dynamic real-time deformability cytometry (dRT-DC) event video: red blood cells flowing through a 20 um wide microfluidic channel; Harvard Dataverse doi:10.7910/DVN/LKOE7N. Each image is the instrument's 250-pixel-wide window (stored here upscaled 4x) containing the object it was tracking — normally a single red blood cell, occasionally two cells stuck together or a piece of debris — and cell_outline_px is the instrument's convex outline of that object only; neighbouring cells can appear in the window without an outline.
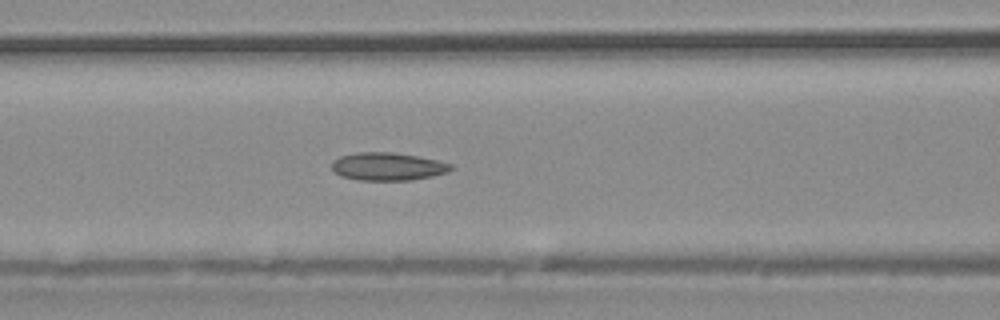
{"species": "common noctule bat (a hibernating species)", "species_latin": "Nyctalus noctula", "temperature_condition": "warm", "stored_images_in_passage": 32, "segment_of_instrument_passage": [1, 2], "camera_frame_rate_fps": 3000, "um_per_image_px": 0.085, "animal": {"sex": "male", "body_mass_g": 20.4}, "frame": {"image": 1, "passage_image": 9, "time_ms": 2.667, "image_size_px": [1000, 320], "cell_outline_px": [[456, 168], [448, 172], [432, 176], [412, 180], [356, 180], [340, 176], [332, 172], [332, 160], [340, 156], [356, 152], [396, 152], [436, 160], [452, 164]], "centroid_in_image_um": [32.94, 14.15], "position_along_channel_um": 133.7, "area_um2": 19.65}}
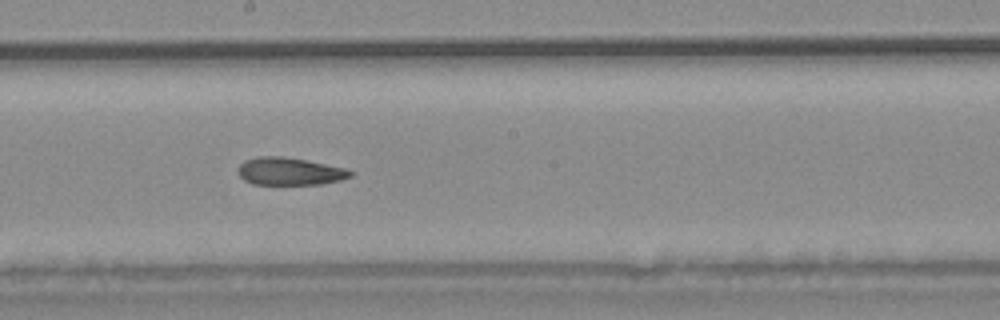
{"frame": {"image": 2, "passage_image": 14, "time_ms": 4.333, "image_size_px": [1000, 320], "cell_outline_px": [[356, 172], [352, 176], [340, 180], [320, 184], [252, 184], [244, 180], [240, 176], [236, 168], [244, 160], [260, 156], [280, 156], [304, 160], [344, 168]], "centroid_in_image_um": [24.59, 14.57], "position_along_channel_um": 223.6, "area_um2": 17.98}}
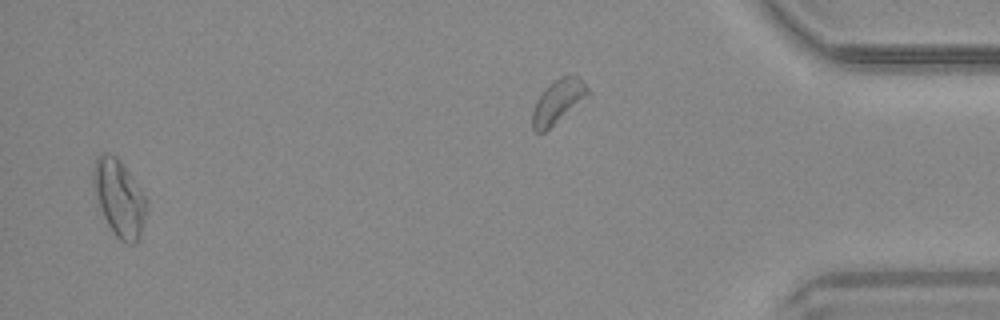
{"frame": {"image": 3, "passage_image": 30, "time_ms": 9.667, "image_size_px": [1000, 320], "cell_outline_px": [[148, 204], [140, 236], [132, 244], [124, 244], [112, 232], [100, 208], [92, 184], [92, 168], [96, 156], [100, 152], [108, 152], [116, 156], [120, 160], [132, 176], [144, 196]], "centroid_in_image_um": [10.1, 16.79], "position_along_channel_um": 425.1, "area_um2": 23.87}}